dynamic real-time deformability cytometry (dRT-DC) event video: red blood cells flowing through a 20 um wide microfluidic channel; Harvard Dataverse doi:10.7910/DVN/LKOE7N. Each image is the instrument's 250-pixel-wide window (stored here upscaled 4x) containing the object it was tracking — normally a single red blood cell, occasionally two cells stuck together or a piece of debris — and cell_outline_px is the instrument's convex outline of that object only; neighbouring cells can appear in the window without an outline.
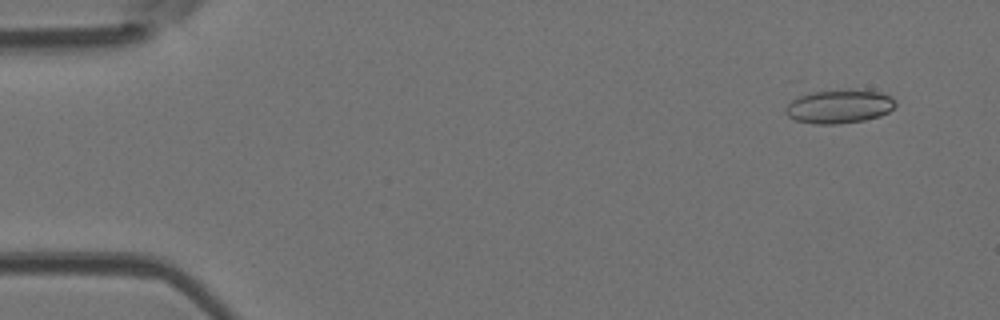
{"species": "Egyptian fruit bat (a non-hibernating species)", "species_latin": "Rousettus aegyptiacus", "temperature_condition": "room temperature", "stored_images_in_passage": 12, "camera_frame_rate_fps": 3000, "um_per_image_px": 0.085, "animal": {"sex": "female"}, "frame": {"image": 1, "passage_image": 4, "time_ms": 1.0, "image_size_px": [1000, 320], "cell_outline_px": [[896, 104], [888, 112], [880, 116], [864, 120], [840, 124], [812, 124], [796, 120], [788, 116], [784, 112], [784, 108], [800, 92], [880, 92], [888, 96]], "centroid_in_image_um": [71.22, 9.09], "position_along_channel_um": 13.8, "area_um2": 20.98}}